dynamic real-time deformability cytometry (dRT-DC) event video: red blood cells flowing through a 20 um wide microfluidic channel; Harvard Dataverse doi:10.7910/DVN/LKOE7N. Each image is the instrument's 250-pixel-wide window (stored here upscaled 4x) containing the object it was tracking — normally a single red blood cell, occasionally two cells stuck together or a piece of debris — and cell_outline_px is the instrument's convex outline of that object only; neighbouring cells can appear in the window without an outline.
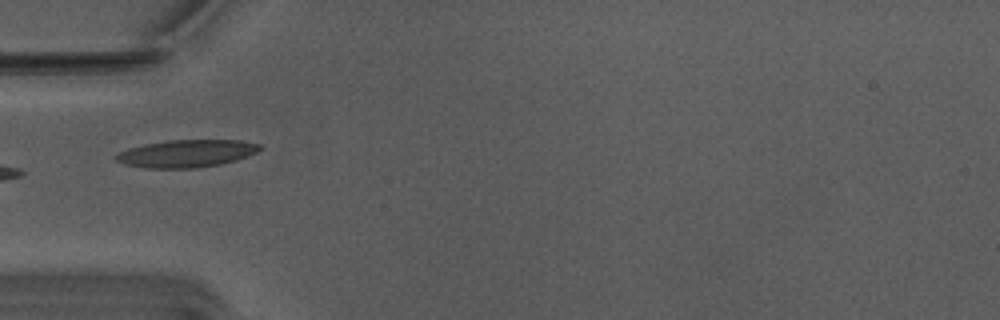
{"species": "Egyptian fruit bat (a non-hibernating species)", "species_latin": "Rousettus aegyptiacus", "temperature_condition": "warm", "stored_images_in_passage": 21, "camera_frame_rate_fps": 3000, "um_per_image_px": 0.085, "animal": {"sex": "male"}, "frame": {"image": 1, "passage_image": 1, "time_ms": 0.0, "image_size_px": [1000, 320], "cell_outline_px": [[264, 148], [248, 156], [236, 160], [220, 164], [196, 168], [144, 168], [124, 164], [116, 160], [112, 156], [120, 152], [132, 148], [148, 144], [168, 140], [240, 140], [264, 144]], "centroid_in_image_um": [15.92, 13.05], "position_along_channel_um": 69.1, "area_um2": 23.06}}